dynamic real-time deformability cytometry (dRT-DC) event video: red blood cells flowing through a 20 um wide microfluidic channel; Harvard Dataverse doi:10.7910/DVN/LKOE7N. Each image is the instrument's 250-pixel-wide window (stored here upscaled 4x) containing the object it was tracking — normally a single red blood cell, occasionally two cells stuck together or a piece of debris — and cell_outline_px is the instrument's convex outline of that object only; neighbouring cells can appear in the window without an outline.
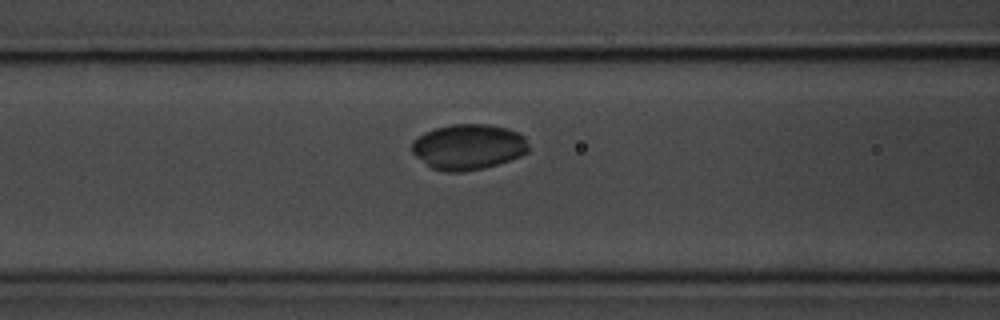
{"species": "common noctule bat (a hibernating species)", "species_latin": "Nyctalus noctula", "temperature_condition": "room temperature", "stored_images_in_passage": 36, "camera_frame_rate_fps": 3000, "um_per_image_px": 0.085, "animal": {"sex": "male", "body_mass_g": 20.1, "forearm_length_mm": 53.5}, "frame": {"image": 1, "passage_image": 8, "time_ms": 2.333, "image_size_px": [1000, 320], "cell_outline_px": [[528, 152], [520, 156], [484, 168], [464, 172], [444, 172], [432, 168], [416, 156], [412, 152], [412, 140], [424, 132], [436, 128], [452, 124], [488, 124], [508, 128], [520, 132], [524, 136], [528, 144]], "centroid_in_image_um": [39.81, 12.48], "position_along_channel_um": 126.8, "area_um2": 31.1}}
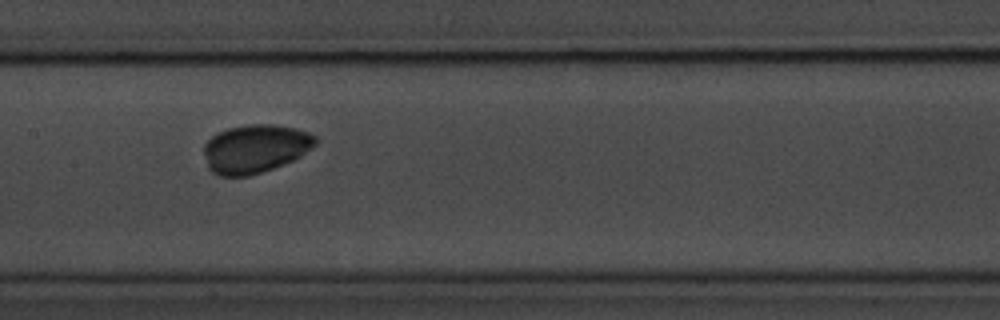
{"frame": {"image": 2, "passage_image": 13, "time_ms": 4.0, "image_size_px": [1000, 320], "cell_outline_px": [[316, 144], [312, 148], [300, 156], [284, 164], [248, 176], [220, 176], [212, 172], [208, 168], [204, 152], [204, 144], [212, 136], [228, 128], [248, 124], [272, 124], [296, 128], [308, 132], [316, 136]], "centroid_in_image_um": [21.69, 12.63], "position_along_channel_um": 185.7, "area_um2": 31.39}}